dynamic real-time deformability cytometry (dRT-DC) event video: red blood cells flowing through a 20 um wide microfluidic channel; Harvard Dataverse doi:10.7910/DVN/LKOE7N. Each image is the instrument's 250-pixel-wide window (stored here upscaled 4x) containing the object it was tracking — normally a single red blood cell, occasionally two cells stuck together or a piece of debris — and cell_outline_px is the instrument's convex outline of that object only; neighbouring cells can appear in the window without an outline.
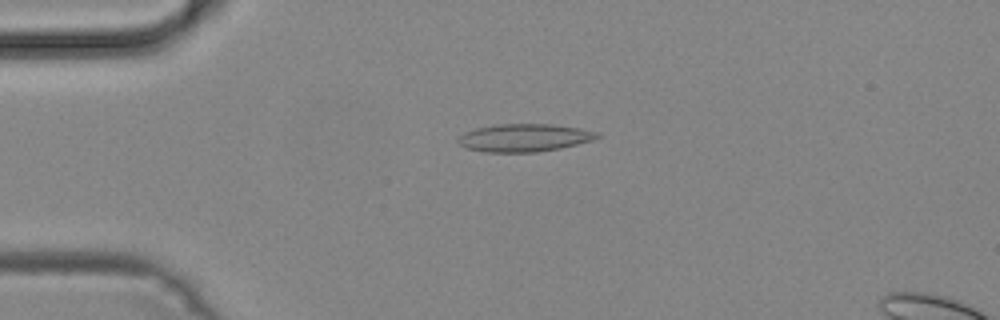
{"species": "common noctule bat (a hibernating species)", "species_latin": "Nyctalus noctula", "temperature_condition": "cold", "stored_images_in_passage": 42, "camera_frame_rate_fps": 3000, "um_per_image_px": 0.085, "animal": {"sex": "male", "body_mass_g": 19.2, "forearm_length_mm": 51.8}, "frame": {"image": 1, "passage_image": 12, "time_ms": 3.667, "image_size_px": [1000, 320], "cell_outline_px": [[600, 136], [592, 140], [560, 148], [536, 152], [484, 152], [464, 148], [456, 140], [464, 132], [476, 128], [496, 124], [552, 124], [580, 128], [596, 132]], "centroid_in_image_um": [44.51, 11.71], "position_along_channel_um": 40.5, "area_um2": 22.48}}
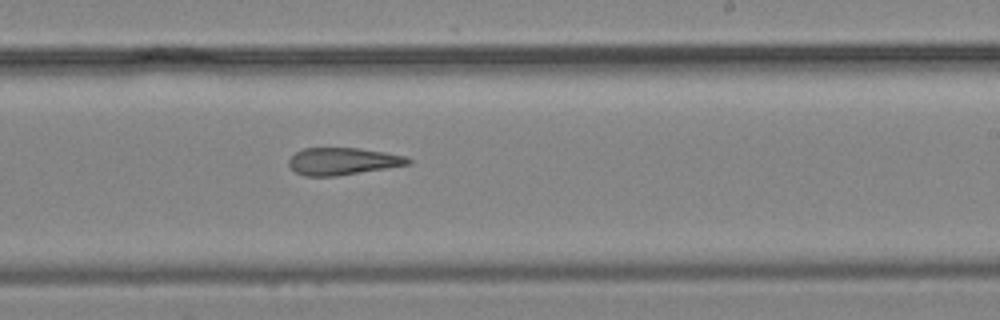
{"frame": {"image": 2, "passage_image": 30, "time_ms": 9.667, "image_size_px": [1000, 320], "cell_outline_px": [[412, 164], [388, 168], [336, 176], [304, 176], [296, 172], [288, 164], [288, 160], [296, 152], [304, 148], [360, 148], [384, 152], [404, 156], [412, 160]], "centroid_in_image_um": [29.14, 13.71], "position_along_channel_um": 259.9, "area_um2": 18.9}}
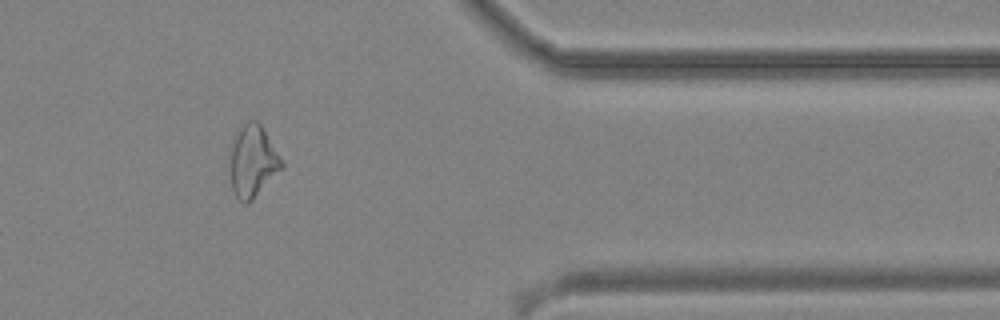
{"frame": {"image": 3, "passage_image": 41, "time_ms": 13.333, "image_size_px": [1000, 320], "cell_outline_px": [[284, 168], [248, 204], [244, 204], [236, 196], [232, 188], [228, 156], [228, 152], [232, 136], [248, 120], [256, 120], [260, 124], [284, 164]], "centroid_in_image_um": [21.43, 13.71], "position_along_channel_um": 390.0, "area_um2": 21.96}}